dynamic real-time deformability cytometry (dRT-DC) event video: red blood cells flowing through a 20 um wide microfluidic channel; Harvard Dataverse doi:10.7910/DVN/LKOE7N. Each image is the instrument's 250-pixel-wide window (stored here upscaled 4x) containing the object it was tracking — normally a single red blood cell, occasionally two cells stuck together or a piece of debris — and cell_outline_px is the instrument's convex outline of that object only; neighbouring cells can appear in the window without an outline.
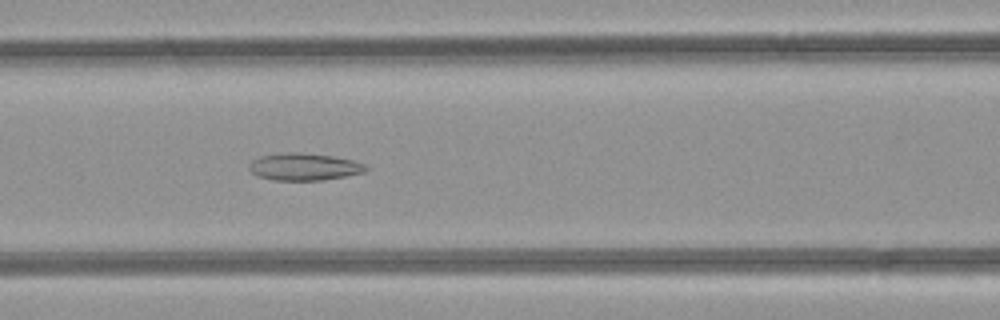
{"species": "common noctule bat (a hibernating species)", "species_latin": "Nyctalus noctula", "temperature_condition": "room temperature", "stored_images_in_passage": 49, "camera_frame_rate_fps": 3000, "um_per_image_px": 0.085, "animal": {"sex": "female", "body_mass_g": 21.9}, "frame": {"image": 1, "passage_image": 20, "time_ms": 6.333, "image_size_px": [1000, 320], "cell_outline_px": [[368, 168], [364, 172], [324, 180], [272, 180], [256, 176], [248, 168], [248, 164], [252, 160], [260, 156], [288, 152], [300, 152], [332, 156], [352, 160], [364, 164]], "centroid_in_image_um": [25.8, 14.18], "position_along_channel_um": 140.8, "area_um2": 18.5}}
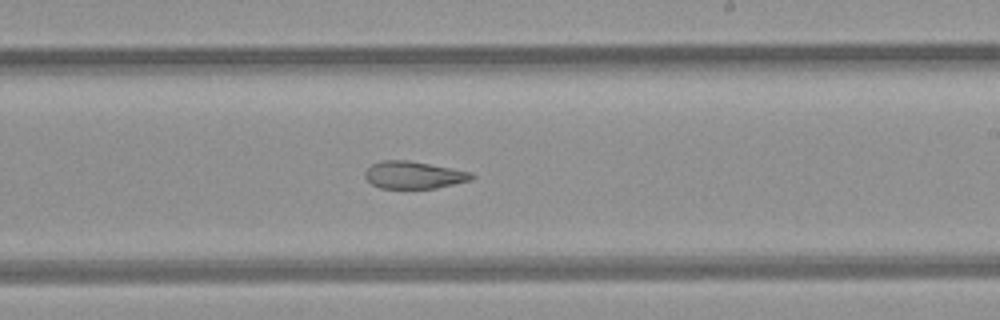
{"frame": {"image": 2, "passage_image": 28, "time_ms": 9.0, "image_size_px": [1000, 320], "cell_outline_px": [[476, 176], [472, 180], [436, 188], [380, 188], [372, 184], [364, 176], [364, 172], [372, 164], [384, 160], [408, 160], [452, 168], [472, 172]], "centroid_in_image_um": [35.19, 14.87], "position_along_channel_um": 253.8, "area_um2": 16.99}}
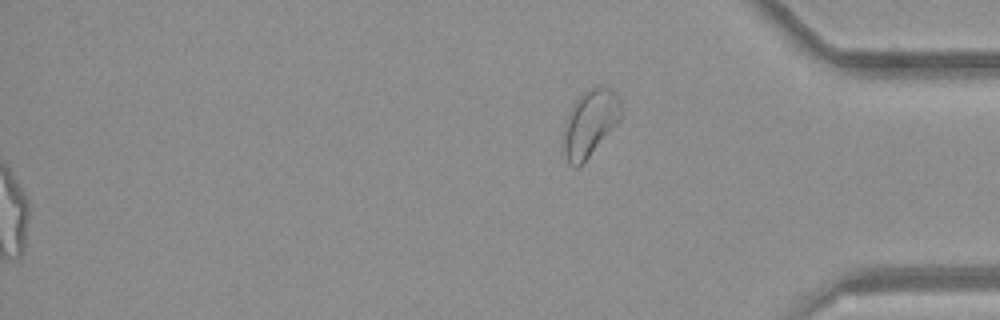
{"frame": {"image": 3, "passage_image": 49, "time_ms": 16.0, "image_size_px": [1000, 320], "cell_outline_px": [[620, 120], [584, 164], [576, 168], [572, 168], [568, 164], [564, 152], [564, 128], [568, 112], [572, 104], [588, 88], [596, 84], [600, 84], [616, 92], [620, 100]], "centroid_in_image_um": [50.14, 10.47], "position_along_channel_um": 385.1, "area_um2": 22.72}, "authors_computed_cell_mechanics": {"area_um2": 22.253, "velocity_mm_per_s": 4.2483, "shape_relaxation_time_tau1_ms": null, "shape_relaxation_time_tau2_ms": 3.6153, "deformation_change_tau1": null, "deformation_change_tau2": 0.1163}}